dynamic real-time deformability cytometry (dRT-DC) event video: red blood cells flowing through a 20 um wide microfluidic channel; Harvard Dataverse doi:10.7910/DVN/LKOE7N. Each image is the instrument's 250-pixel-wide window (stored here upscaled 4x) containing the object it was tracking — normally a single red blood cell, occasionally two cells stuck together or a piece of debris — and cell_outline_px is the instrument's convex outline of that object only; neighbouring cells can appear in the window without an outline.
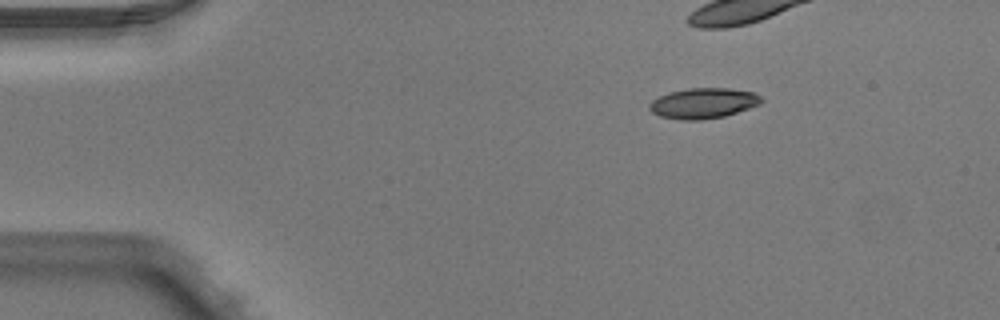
{"species": "Egyptian fruit bat (a non-hibernating species)", "species_latin": "Rousettus aegyptiacus", "temperature_condition": "warm", "stored_images_in_passage": 5, "camera_frame_rate_fps": 3000, "um_per_image_px": 0.085, "animal": {"sex": "male"}, "frame": {"image": 1, "passage_image": 1, "time_ms": 0.0, "image_size_px": [1000, 320], "cell_outline_px": [[764, 100], [760, 104], [724, 116], [700, 120], [680, 120], [660, 116], [652, 112], [648, 108], [648, 104], [652, 100], [668, 92], [688, 88], [728, 88], [752, 92], [760, 96]], "centroid_in_image_um": [59.74, 8.77], "position_along_channel_um": 25.3, "area_um2": 19.83}}
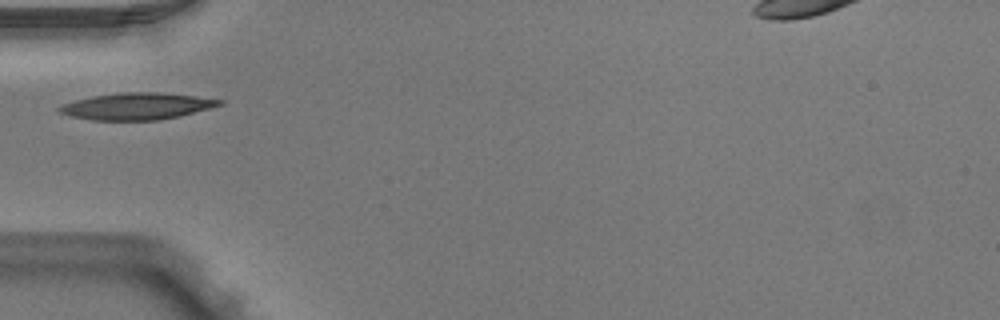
{"frame": {"image": 2, "passage_image": 4, "time_ms": 1.0, "image_size_px": [1000, 320], "cell_outline_px": [[224, 104], [180, 116], [160, 120], [92, 120], [72, 116], [60, 112], [56, 108], [64, 104], [76, 100], [92, 96], [120, 92], [160, 92], [196, 96], [224, 100]], "centroid_in_image_um": [11.66, 9.02], "position_along_channel_um": 73.3, "area_um2": 24.91}}
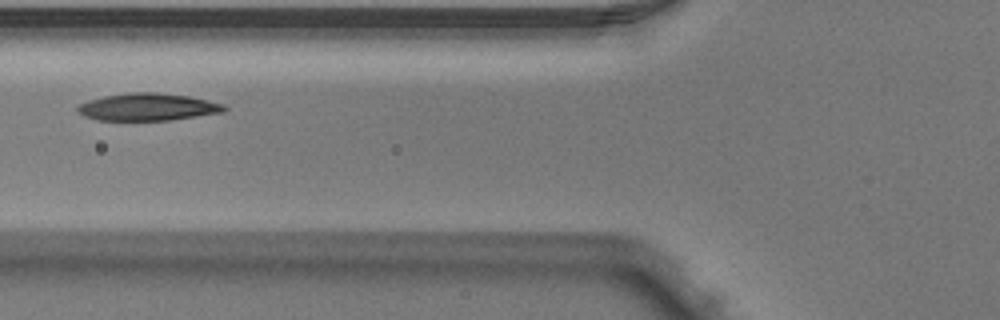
{"frame": {"image": 3, "passage_image": 5, "time_ms": 1.333, "image_size_px": [1000, 320], "cell_outline_px": [[228, 108], [224, 112], [168, 120], [100, 120], [84, 116], [76, 112], [76, 108], [80, 104], [88, 100], [104, 96], [128, 92], [156, 92], [188, 96], [224, 104]], "centroid_in_image_um": [12.53, 9.09], "position_along_channel_um": 113.3, "area_um2": 23.29}}